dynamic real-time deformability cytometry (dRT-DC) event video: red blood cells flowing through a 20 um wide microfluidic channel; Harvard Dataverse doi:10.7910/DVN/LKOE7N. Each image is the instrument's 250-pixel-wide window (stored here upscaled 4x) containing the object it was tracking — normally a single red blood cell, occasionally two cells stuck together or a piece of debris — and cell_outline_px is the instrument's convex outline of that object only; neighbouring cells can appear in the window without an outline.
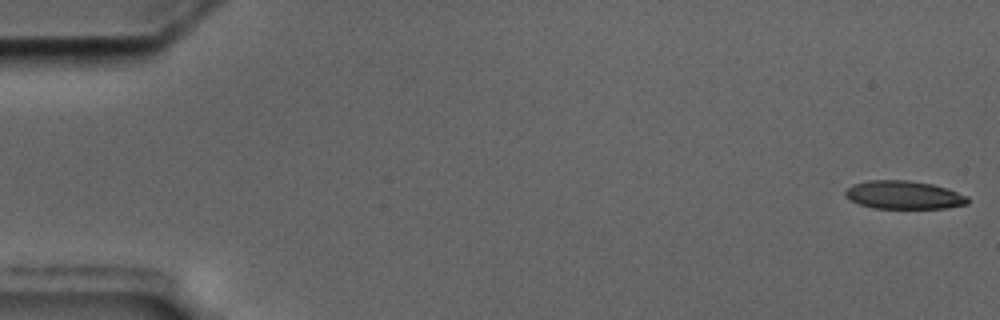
{"species": "common noctule bat (a hibernating species)", "species_latin": "Nyctalus noctula", "temperature_condition": "cold", "stored_images_in_passage": 7, "camera_frame_rate_fps": 3000, "um_per_image_px": 0.085, "animal": {"sex": "male", "body_mass_g": 17.5, "forearm_length_mm": 52.3}, "frame": {"image": 1, "passage_image": 1, "time_ms": 0.0, "image_size_px": [1000, 320], "cell_outline_px": [[968, 204], [948, 208], [872, 208], [848, 200], [844, 196], [844, 192], [852, 184], [868, 180], [908, 180], [932, 184], [968, 196]], "centroid_in_image_um": [76.78, 16.57], "position_along_channel_um": 8.2, "area_um2": 20.17}}
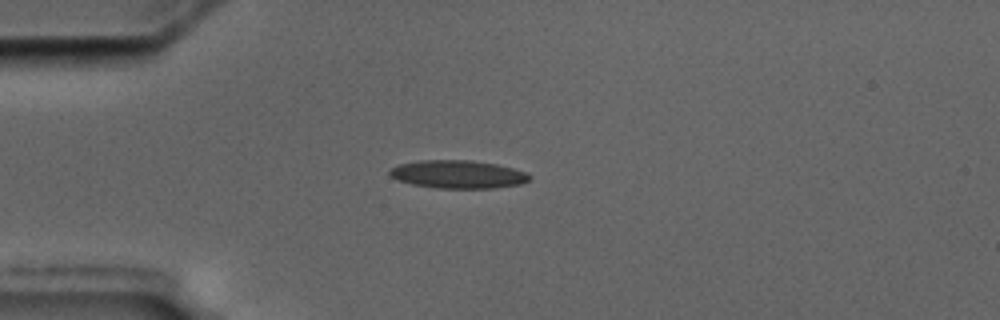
{"frame": {"image": 2, "passage_image": 5, "time_ms": 4.667, "image_size_px": [1000, 320], "cell_outline_px": [[532, 176], [528, 180], [520, 184], [496, 188], [436, 188], [412, 184], [400, 180], [392, 176], [388, 172], [392, 168], [400, 164], [420, 160], [472, 160], [496, 164], [528, 172]], "centroid_in_image_um": [38.97, 14.81], "position_along_channel_um": 46.0, "area_um2": 22.77}}
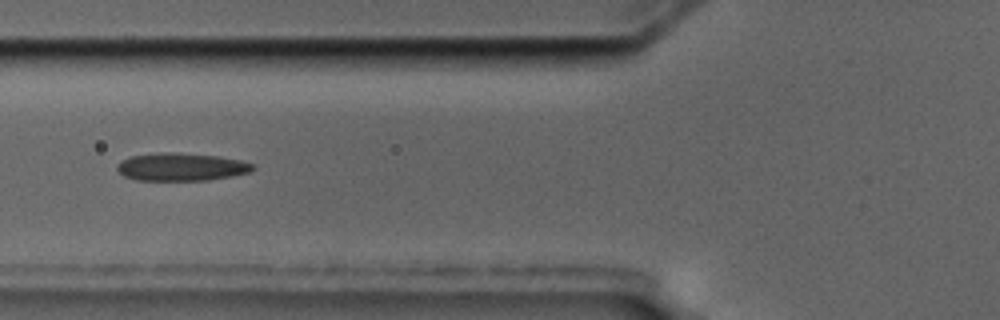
{"frame": {"image": 3, "passage_image": 7, "time_ms": 7.0, "image_size_px": [1000, 320], "cell_outline_px": [[256, 168], [248, 172], [232, 176], [208, 180], [136, 180], [124, 176], [116, 168], [116, 164], [120, 160], [132, 156], [156, 152], [172, 152], [216, 156], [240, 160], [252, 164]], "centroid_in_image_um": [15.36, 14.18], "position_along_channel_um": 110.4, "area_um2": 21.96}}